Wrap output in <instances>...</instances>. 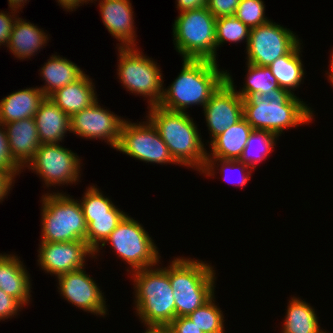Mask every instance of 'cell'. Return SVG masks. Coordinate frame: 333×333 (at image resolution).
Returning a JSON list of instances; mask_svg holds the SVG:
<instances>
[{
	"label": "cell",
	"instance_id": "39",
	"mask_svg": "<svg viewBox=\"0 0 333 333\" xmlns=\"http://www.w3.org/2000/svg\"><path fill=\"white\" fill-rule=\"evenodd\" d=\"M18 14L16 12H0V46H7L9 37L11 35L12 27L17 19Z\"/></svg>",
	"mask_w": 333,
	"mask_h": 333
},
{
	"label": "cell",
	"instance_id": "31",
	"mask_svg": "<svg viewBox=\"0 0 333 333\" xmlns=\"http://www.w3.org/2000/svg\"><path fill=\"white\" fill-rule=\"evenodd\" d=\"M220 163V164H219ZM219 168V169H218ZM218 170L223 177V180L226 182L232 183L235 186L240 187L241 189L244 188L249 182L251 176H252V169L251 167L247 166L243 162H240L239 160H223V159H218V158H206V164L203 168V170L200 172V174L205 175L207 177H213L216 174V171ZM238 172V180H234L229 173L231 174L232 171ZM231 171V172H229ZM235 173V172H233Z\"/></svg>",
	"mask_w": 333,
	"mask_h": 333
},
{
	"label": "cell",
	"instance_id": "6",
	"mask_svg": "<svg viewBox=\"0 0 333 333\" xmlns=\"http://www.w3.org/2000/svg\"><path fill=\"white\" fill-rule=\"evenodd\" d=\"M40 242L86 241L87 225L80 202L62 192L41 197Z\"/></svg>",
	"mask_w": 333,
	"mask_h": 333
},
{
	"label": "cell",
	"instance_id": "40",
	"mask_svg": "<svg viewBox=\"0 0 333 333\" xmlns=\"http://www.w3.org/2000/svg\"><path fill=\"white\" fill-rule=\"evenodd\" d=\"M167 327L171 333H204L188 317H176Z\"/></svg>",
	"mask_w": 333,
	"mask_h": 333
},
{
	"label": "cell",
	"instance_id": "10",
	"mask_svg": "<svg viewBox=\"0 0 333 333\" xmlns=\"http://www.w3.org/2000/svg\"><path fill=\"white\" fill-rule=\"evenodd\" d=\"M145 120L134 123L126 119L115 150L145 163L179 165L173 159L157 128L147 117Z\"/></svg>",
	"mask_w": 333,
	"mask_h": 333
},
{
	"label": "cell",
	"instance_id": "23",
	"mask_svg": "<svg viewBox=\"0 0 333 333\" xmlns=\"http://www.w3.org/2000/svg\"><path fill=\"white\" fill-rule=\"evenodd\" d=\"M45 98L43 91L37 86L8 94L0 100V122L6 124L34 117Z\"/></svg>",
	"mask_w": 333,
	"mask_h": 333
},
{
	"label": "cell",
	"instance_id": "20",
	"mask_svg": "<svg viewBox=\"0 0 333 333\" xmlns=\"http://www.w3.org/2000/svg\"><path fill=\"white\" fill-rule=\"evenodd\" d=\"M34 119L41 144L62 143L65 134L71 132L70 116L48 97L39 105Z\"/></svg>",
	"mask_w": 333,
	"mask_h": 333
},
{
	"label": "cell",
	"instance_id": "30",
	"mask_svg": "<svg viewBox=\"0 0 333 333\" xmlns=\"http://www.w3.org/2000/svg\"><path fill=\"white\" fill-rule=\"evenodd\" d=\"M278 138L268 130L253 129L239 161L255 170L256 165L265 161L267 156L274 151Z\"/></svg>",
	"mask_w": 333,
	"mask_h": 333
},
{
	"label": "cell",
	"instance_id": "4",
	"mask_svg": "<svg viewBox=\"0 0 333 333\" xmlns=\"http://www.w3.org/2000/svg\"><path fill=\"white\" fill-rule=\"evenodd\" d=\"M130 273L134 286V310L144 326L167 327L175 319V298L169 265Z\"/></svg>",
	"mask_w": 333,
	"mask_h": 333
},
{
	"label": "cell",
	"instance_id": "44",
	"mask_svg": "<svg viewBox=\"0 0 333 333\" xmlns=\"http://www.w3.org/2000/svg\"><path fill=\"white\" fill-rule=\"evenodd\" d=\"M27 1L29 2V0H8V6L10 8V11L19 13V10L21 11L24 5L27 4Z\"/></svg>",
	"mask_w": 333,
	"mask_h": 333
},
{
	"label": "cell",
	"instance_id": "12",
	"mask_svg": "<svg viewBox=\"0 0 333 333\" xmlns=\"http://www.w3.org/2000/svg\"><path fill=\"white\" fill-rule=\"evenodd\" d=\"M289 28L269 21L250 29L246 58L248 63L268 67L286 55L301 39Z\"/></svg>",
	"mask_w": 333,
	"mask_h": 333
},
{
	"label": "cell",
	"instance_id": "32",
	"mask_svg": "<svg viewBox=\"0 0 333 333\" xmlns=\"http://www.w3.org/2000/svg\"><path fill=\"white\" fill-rule=\"evenodd\" d=\"M215 294L201 307L187 316L204 333H226L224 313L215 303Z\"/></svg>",
	"mask_w": 333,
	"mask_h": 333
},
{
	"label": "cell",
	"instance_id": "14",
	"mask_svg": "<svg viewBox=\"0 0 333 333\" xmlns=\"http://www.w3.org/2000/svg\"><path fill=\"white\" fill-rule=\"evenodd\" d=\"M57 279V291L68 303L97 317L104 318L109 314L104 292L92 276L86 273L85 267L62 274Z\"/></svg>",
	"mask_w": 333,
	"mask_h": 333
},
{
	"label": "cell",
	"instance_id": "41",
	"mask_svg": "<svg viewBox=\"0 0 333 333\" xmlns=\"http://www.w3.org/2000/svg\"><path fill=\"white\" fill-rule=\"evenodd\" d=\"M15 178L7 171L0 170V202L4 201L14 186Z\"/></svg>",
	"mask_w": 333,
	"mask_h": 333
},
{
	"label": "cell",
	"instance_id": "24",
	"mask_svg": "<svg viewBox=\"0 0 333 333\" xmlns=\"http://www.w3.org/2000/svg\"><path fill=\"white\" fill-rule=\"evenodd\" d=\"M252 130L243 117L209 144L212 153L207 151V158L239 160Z\"/></svg>",
	"mask_w": 333,
	"mask_h": 333
},
{
	"label": "cell",
	"instance_id": "25",
	"mask_svg": "<svg viewBox=\"0 0 333 333\" xmlns=\"http://www.w3.org/2000/svg\"><path fill=\"white\" fill-rule=\"evenodd\" d=\"M40 77L45 82L39 87L45 97H49L58 89L75 82L85 72L71 60L61 57L60 55H52L41 67Z\"/></svg>",
	"mask_w": 333,
	"mask_h": 333
},
{
	"label": "cell",
	"instance_id": "13",
	"mask_svg": "<svg viewBox=\"0 0 333 333\" xmlns=\"http://www.w3.org/2000/svg\"><path fill=\"white\" fill-rule=\"evenodd\" d=\"M101 107L98 99L89 107L70 117L71 132L83 139L104 140L115 149L121 134V129L126 119L122 118L109 108Z\"/></svg>",
	"mask_w": 333,
	"mask_h": 333
},
{
	"label": "cell",
	"instance_id": "15",
	"mask_svg": "<svg viewBox=\"0 0 333 333\" xmlns=\"http://www.w3.org/2000/svg\"><path fill=\"white\" fill-rule=\"evenodd\" d=\"M38 251V266L45 273L56 277L67 272L79 270L86 265L88 257H94V252L86 241L72 242H40ZM87 257V258H86Z\"/></svg>",
	"mask_w": 333,
	"mask_h": 333
},
{
	"label": "cell",
	"instance_id": "18",
	"mask_svg": "<svg viewBox=\"0 0 333 333\" xmlns=\"http://www.w3.org/2000/svg\"><path fill=\"white\" fill-rule=\"evenodd\" d=\"M13 160L25 170L41 145L34 117L3 124Z\"/></svg>",
	"mask_w": 333,
	"mask_h": 333
},
{
	"label": "cell",
	"instance_id": "29",
	"mask_svg": "<svg viewBox=\"0 0 333 333\" xmlns=\"http://www.w3.org/2000/svg\"><path fill=\"white\" fill-rule=\"evenodd\" d=\"M126 215L127 213L116 205L107 214L84 215L87 225L86 244L88 247L95 252Z\"/></svg>",
	"mask_w": 333,
	"mask_h": 333
},
{
	"label": "cell",
	"instance_id": "37",
	"mask_svg": "<svg viewBox=\"0 0 333 333\" xmlns=\"http://www.w3.org/2000/svg\"><path fill=\"white\" fill-rule=\"evenodd\" d=\"M239 2L240 0H208L206 7L215 18L233 16Z\"/></svg>",
	"mask_w": 333,
	"mask_h": 333
},
{
	"label": "cell",
	"instance_id": "45",
	"mask_svg": "<svg viewBox=\"0 0 333 333\" xmlns=\"http://www.w3.org/2000/svg\"><path fill=\"white\" fill-rule=\"evenodd\" d=\"M142 333H171L168 327L146 326Z\"/></svg>",
	"mask_w": 333,
	"mask_h": 333
},
{
	"label": "cell",
	"instance_id": "34",
	"mask_svg": "<svg viewBox=\"0 0 333 333\" xmlns=\"http://www.w3.org/2000/svg\"><path fill=\"white\" fill-rule=\"evenodd\" d=\"M265 7L263 0H240L234 16L250 29L256 28L270 21L265 16Z\"/></svg>",
	"mask_w": 333,
	"mask_h": 333
},
{
	"label": "cell",
	"instance_id": "11",
	"mask_svg": "<svg viewBox=\"0 0 333 333\" xmlns=\"http://www.w3.org/2000/svg\"><path fill=\"white\" fill-rule=\"evenodd\" d=\"M81 159L69 148L58 144H41L26 166L42 179L46 188L77 184L81 177Z\"/></svg>",
	"mask_w": 333,
	"mask_h": 333
},
{
	"label": "cell",
	"instance_id": "8",
	"mask_svg": "<svg viewBox=\"0 0 333 333\" xmlns=\"http://www.w3.org/2000/svg\"><path fill=\"white\" fill-rule=\"evenodd\" d=\"M117 77L123 88L147 98L148 106H157L163 96V75L160 65L138 47H118ZM146 97V98H145Z\"/></svg>",
	"mask_w": 333,
	"mask_h": 333
},
{
	"label": "cell",
	"instance_id": "42",
	"mask_svg": "<svg viewBox=\"0 0 333 333\" xmlns=\"http://www.w3.org/2000/svg\"><path fill=\"white\" fill-rule=\"evenodd\" d=\"M208 0H176L178 12H186L194 9L206 7Z\"/></svg>",
	"mask_w": 333,
	"mask_h": 333
},
{
	"label": "cell",
	"instance_id": "33",
	"mask_svg": "<svg viewBox=\"0 0 333 333\" xmlns=\"http://www.w3.org/2000/svg\"><path fill=\"white\" fill-rule=\"evenodd\" d=\"M250 28L243 24L237 17L223 16L216 18V55L218 47L225 43H240L248 44Z\"/></svg>",
	"mask_w": 333,
	"mask_h": 333
},
{
	"label": "cell",
	"instance_id": "3",
	"mask_svg": "<svg viewBox=\"0 0 333 333\" xmlns=\"http://www.w3.org/2000/svg\"><path fill=\"white\" fill-rule=\"evenodd\" d=\"M146 117L157 128L173 159L180 165L199 173L206 164L207 148L194 118L188 112H175L151 106Z\"/></svg>",
	"mask_w": 333,
	"mask_h": 333
},
{
	"label": "cell",
	"instance_id": "2",
	"mask_svg": "<svg viewBox=\"0 0 333 333\" xmlns=\"http://www.w3.org/2000/svg\"><path fill=\"white\" fill-rule=\"evenodd\" d=\"M182 69L177 78L163 88L159 106L175 112H186L192 105L202 108L211 95L226 80V70L218 62L205 59H182ZM225 70V71H224Z\"/></svg>",
	"mask_w": 333,
	"mask_h": 333
},
{
	"label": "cell",
	"instance_id": "46",
	"mask_svg": "<svg viewBox=\"0 0 333 333\" xmlns=\"http://www.w3.org/2000/svg\"><path fill=\"white\" fill-rule=\"evenodd\" d=\"M331 60H330V69H329V72L327 71L326 72V75H327V80L330 82V84H332L333 86V49H332V52H331Z\"/></svg>",
	"mask_w": 333,
	"mask_h": 333
},
{
	"label": "cell",
	"instance_id": "17",
	"mask_svg": "<svg viewBox=\"0 0 333 333\" xmlns=\"http://www.w3.org/2000/svg\"><path fill=\"white\" fill-rule=\"evenodd\" d=\"M100 16L117 47H137L134 11L130 0H99Z\"/></svg>",
	"mask_w": 333,
	"mask_h": 333
},
{
	"label": "cell",
	"instance_id": "9",
	"mask_svg": "<svg viewBox=\"0 0 333 333\" xmlns=\"http://www.w3.org/2000/svg\"><path fill=\"white\" fill-rule=\"evenodd\" d=\"M106 244L116 252V256L128 264L129 273L153 267L161 263L159 248L140 222L127 214L105 242L94 252V259ZM97 255V256H96ZM160 262V263H159Z\"/></svg>",
	"mask_w": 333,
	"mask_h": 333
},
{
	"label": "cell",
	"instance_id": "19",
	"mask_svg": "<svg viewBox=\"0 0 333 333\" xmlns=\"http://www.w3.org/2000/svg\"><path fill=\"white\" fill-rule=\"evenodd\" d=\"M31 278L20 256L2 254L0 256V289L15 298L23 307L32 300Z\"/></svg>",
	"mask_w": 333,
	"mask_h": 333
},
{
	"label": "cell",
	"instance_id": "28",
	"mask_svg": "<svg viewBox=\"0 0 333 333\" xmlns=\"http://www.w3.org/2000/svg\"><path fill=\"white\" fill-rule=\"evenodd\" d=\"M246 64V77L243 87L237 91V86L234 84L232 75L226 70V80L236 89L237 94L242 99H247L252 96L262 97L274 89L279 88L276 77L271 73V70L266 66H258L255 64Z\"/></svg>",
	"mask_w": 333,
	"mask_h": 333
},
{
	"label": "cell",
	"instance_id": "5",
	"mask_svg": "<svg viewBox=\"0 0 333 333\" xmlns=\"http://www.w3.org/2000/svg\"><path fill=\"white\" fill-rule=\"evenodd\" d=\"M169 279L175 298V318L187 317L215 293L216 271L211 263L190 257H174Z\"/></svg>",
	"mask_w": 333,
	"mask_h": 333
},
{
	"label": "cell",
	"instance_id": "27",
	"mask_svg": "<svg viewBox=\"0 0 333 333\" xmlns=\"http://www.w3.org/2000/svg\"><path fill=\"white\" fill-rule=\"evenodd\" d=\"M286 309L281 333H326L311 304L299 297H291Z\"/></svg>",
	"mask_w": 333,
	"mask_h": 333
},
{
	"label": "cell",
	"instance_id": "36",
	"mask_svg": "<svg viewBox=\"0 0 333 333\" xmlns=\"http://www.w3.org/2000/svg\"><path fill=\"white\" fill-rule=\"evenodd\" d=\"M0 170L7 171L14 178L23 172V169L13 160L9 149L8 138L4 125L0 122Z\"/></svg>",
	"mask_w": 333,
	"mask_h": 333
},
{
	"label": "cell",
	"instance_id": "16",
	"mask_svg": "<svg viewBox=\"0 0 333 333\" xmlns=\"http://www.w3.org/2000/svg\"><path fill=\"white\" fill-rule=\"evenodd\" d=\"M210 135V144L217 136L243 118V99L236 89L225 80L211 95L203 107Z\"/></svg>",
	"mask_w": 333,
	"mask_h": 333
},
{
	"label": "cell",
	"instance_id": "7",
	"mask_svg": "<svg viewBox=\"0 0 333 333\" xmlns=\"http://www.w3.org/2000/svg\"><path fill=\"white\" fill-rule=\"evenodd\" d=\"M172 26L175 50L183 59L217 62L216 18L207 7L180 12Z\"/></svg>",
	"mask_w": 333,
	"mask_h": 333
},
{
	"label": "cell",
	"instance_id": "22",
	"mask_svg": "<svg viewBox=\"0 0 333 333\" xmlns=\"http://www.w3.org/2000/svg\"><path fill=\"white\" fill-rule=\"evenodd\" d=\"M46 34L37 25L18 16L13 24L6 47L15 58L17 57L20 60L30 59L35 53L37 55V52L49 42L48 34Z\"/></svg>",
	"mask_w": 333,
	"mask_h": 333
},
{
	"label": "cell",
	"instance_id": "26",
	"mask_svg": "<svg viewBox=\"0 0 333 333\" xmlns=\"http://www.w3.org/2000/svg\"><path fill=\"white\" fill-rule=\"evenodd\" d=\"M300 40L286 55L278 57L268 66L271 73L276 77L280 88L286 89L294 94L295 89L300 87L304 81L305 69L302 61L301 49L303 45ZM302 45V46H301Z\"/></svg>",
	"mask_w": 333,
	"mask_h": 333
},
{
	"label": "cell",
	"instance_id": "38",
	"mask_svg": "<svg viewBox=\"0 0 333 333\" xmlns=\"http://www.w3.org/2000/svg\"><path fill=\"white\" fill-rule=\"evenodd\" d=\"M23 306L13 297L0 289V321L18 316Z\"/></svg>",
	"mask_w": 333,
	"mask_h": 333
},
{
	"label": "cell",
	"instance_id": "43",
	"mask_svg": "<svg viewBox=\"0 0 333 333\" xmlns=\"http://www.w3.org/2000/svg\"><path fill=\"white\" fill-rule=\"evenodd\" d=\"M57 3L59 4L60 7L64 8L66 11H73L75 9H78L79 6L84 5V3L88 4L93 3L94 1H98V0H56Z\"/></svg>",
	"mask_w": 333,
	"mask_h": 333
},
{
	"label": "cell",
	"instance_id": "1",
	"mask_svg": "<svg viewBox=\"0 0 333 333\" xmlns=\"http://www.w3.org/2000/svg\"><path fill=\"white\" fill-rule=\"evenodd\" d=\"M243 117L254 130H268L279 137L286 129L312 123L314 111L303 99L279 87L262 97L243 99Z\"/></svg>",
	"mask_w": 333,
	"mask_h": 333
},
{
	"label": "cell",
	"instance_id": "21",
	"mask_svg": "<svg viewBox=\"0 0 333 333\" xmlns=\"http://www.w3.org/2000/svg\"><path fill=\"white\" fill-rule=\"evenodd\" d=\"M95 89L92 78L84 73L78 80L58 89L48 98L71 117L98 99Z\"/></svg>",
	"mask_w": 333,
	"mask_h": 333
},
{
	"label": "cell",
	"instance_id": "35",
	"mask_svg": "<svg viewBox=\"0 0 333 333\" xmlns=\"http://www.w3.org/2000/svg\"><path fill=\"white\" fill-rule=\"evenodd\" d=\"M79 202L84 215L107 214L115 206L111 198L106 197L97 185L87 187Z\"/></svg>",
	"mask_w": 333,
	"mask_h": 333
}]
</instances>
